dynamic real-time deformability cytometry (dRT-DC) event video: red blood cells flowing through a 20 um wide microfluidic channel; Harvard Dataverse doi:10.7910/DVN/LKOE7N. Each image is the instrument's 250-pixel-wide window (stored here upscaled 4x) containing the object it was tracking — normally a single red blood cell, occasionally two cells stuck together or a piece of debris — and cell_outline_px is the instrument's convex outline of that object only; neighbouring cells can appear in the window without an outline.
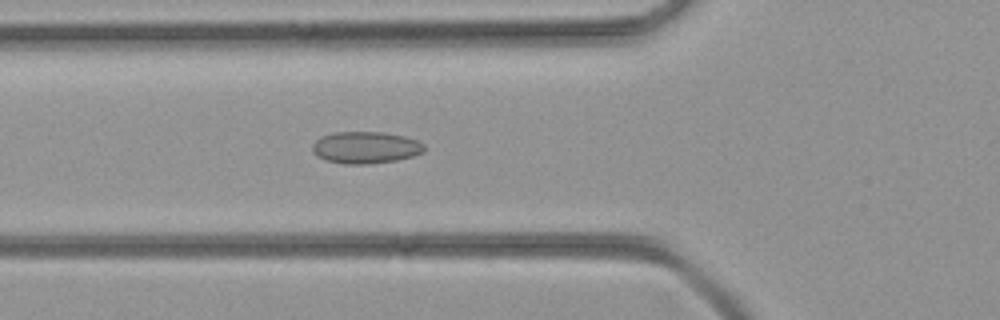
{"species": "common noctule bat (a hibernating species)", "species_latin": "Nyctalus noctula", "temperature_condition": "room temperature", "stored_images_in_passage": 32, "camera_frame_rate_fps": 3000, "um_per_image_px": 0.085, "animal": {"sex": "female", "body_mass_g": 21.9}, "frame": {"image": 1, "passage_image": 8, "time_ms": 2.333, "image_size_px": [1000, 320], "cell_outline_px": [[424, 152], [412, 156], [396, 160], [368, 164], [344, 164], [324, 160], [316, 156], [312, 152], [312, 144], [320, 136], [336, 132], [380, 132], [404, 136], [416, 140], [424, 144]], "centroid_in_image_um": [31.03, 12.54], "position_along_channel_um": 94.8, "area_um2": 20.87}}
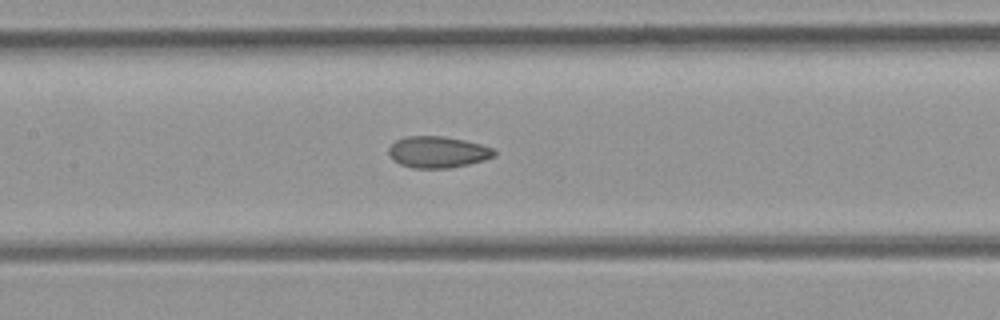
{"frame": {"image": 2, "passage_image": 13, "time_ms": 4.0, "image_size_px": [1000, 320], "cell_outline_px": [[496, 156], [484, 160], [468, 164], [448, 168], [412, 168], [400, 164], [392, 160], [388, 152], [388, 148], [396, 140], [408, 136], [444, 136], [464, 140], [480, 144], [492, 148], [496, 152]], "centroid_in_image_um": [37.19, 12.93], "position_along_channel_um": 170.2, "area_um2": 19.36}}
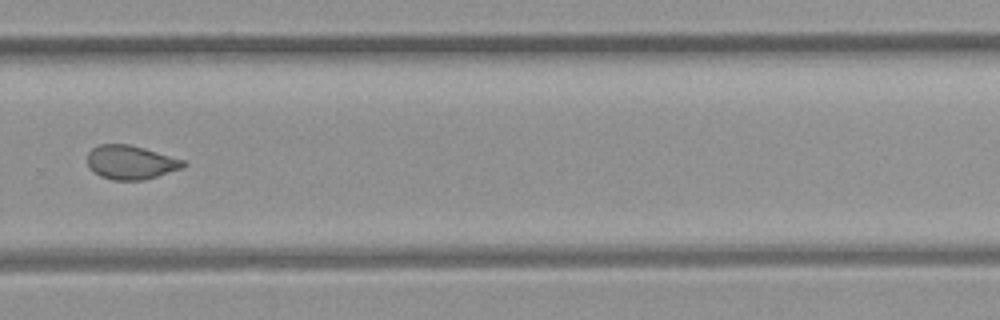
{"frame": {"image": 3, "passage_image": 23, "time_ms": 7.333, "image_size_px": [1000, 320], "cell_outline_px": [[188, 164], [184, 168], [144, 180], [112, 180], [100, 176], [92, 172], [88, 168], [88, 152], [92, 148], [100, 144], [128, 144], [144, 148], [184, 160]], "centroid_in_image_um": [11.11, 13.81], "position_along_channel_um": 318.7, "area_um2": 19.13}}